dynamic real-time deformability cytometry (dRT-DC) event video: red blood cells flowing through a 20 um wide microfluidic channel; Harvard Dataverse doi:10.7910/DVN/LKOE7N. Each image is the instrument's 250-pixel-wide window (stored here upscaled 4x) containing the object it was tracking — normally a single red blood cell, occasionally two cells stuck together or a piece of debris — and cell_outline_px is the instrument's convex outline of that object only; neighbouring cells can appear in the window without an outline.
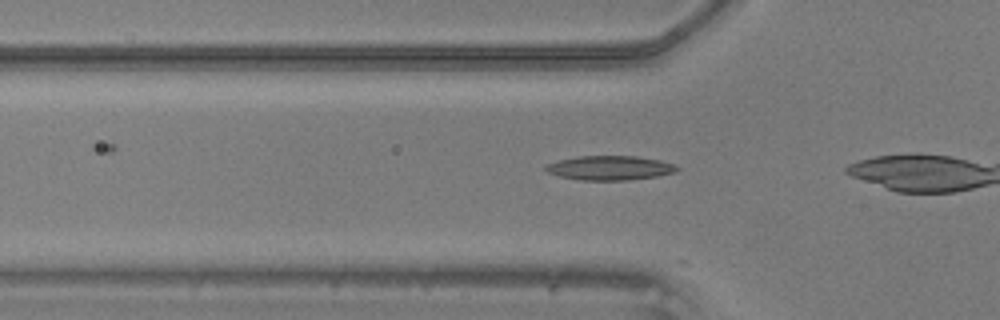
{"species": "common noctule bat (a hibernating species)", "species_latin": "Nyctalus noctula", "temperature_condition": "warm", "stored_images_in_passage": 4, "camera_frame_rate_fps": 3000, "um_per_image_px": 0.085, "animal": {"sex": "male", "body_mass_g": 20.5, "forearm_length_mm": 52.5}, "frame": {"image": 1, "passage_image": 2, "time_ms": 0.333, "image_size_px": [1000, 320], "cell_outline_px": [[680, 168], [676, 172], [656, 176], [628, 180], [580, 180], [560, 176], [548, 172], [544, 168], [548, 164], [560, 160], [580, 156], [636, 156], [660, 160], [676, 164]], "centroid_in_image_um": [51.89, 14.27], "position_along_channel_um": 73.9, "area_um2": 18.5}}